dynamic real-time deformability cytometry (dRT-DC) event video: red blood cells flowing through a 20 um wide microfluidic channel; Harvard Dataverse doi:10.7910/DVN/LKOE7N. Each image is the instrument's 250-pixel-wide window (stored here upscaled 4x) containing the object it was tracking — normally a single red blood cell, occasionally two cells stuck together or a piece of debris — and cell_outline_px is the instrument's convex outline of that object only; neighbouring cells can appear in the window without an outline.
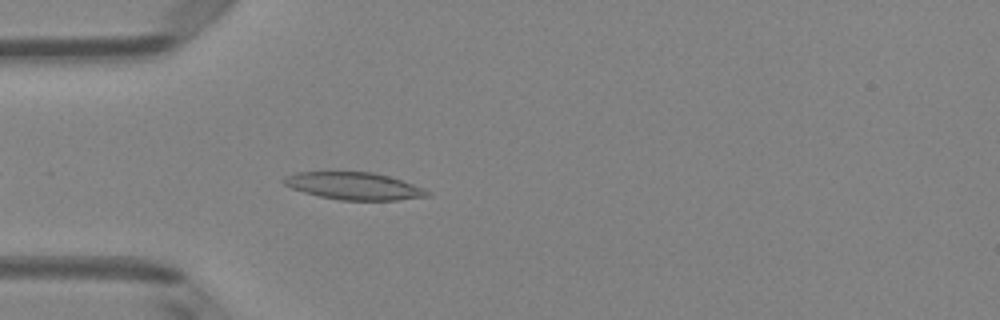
{"species": "Egyptian fruit bat (a non-hibernating species)", "species_latin": "Rousettus aegyptiacus", "temperature_condition": "room temperature", "stored_images_in_passage": 41, "camera_frame_rate_fps": 3000, "um_per_image_px": 0.085, "animal": {"sex": "female"}, "frame": {"image": 1, "passage_image": 5, "time_ms": 1.333, "image_size_px": [1000, 320], "cell_outline_px": [[432, 196], [396, 200], [340, 200], [320, 196], [304, 192], [292, 188], [284, 184], [280, 180], [284, 176], [296, 172], [372, 172], [388, 176], [424, 188], [432, 192]], "centroid_in_image_um": [30.09, 15.81], "position_along_channel_um": 54.9, "area_um2": 22.83}}
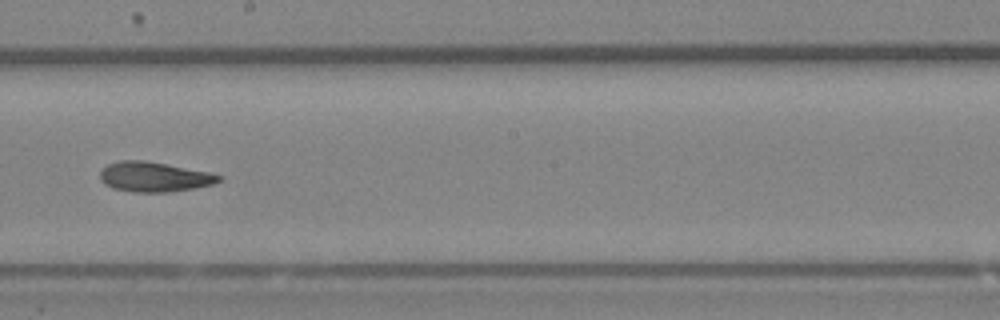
{"frame": {"image": 2, "passage_image": 19, "time_ms": 6.0, "image_size_px": [1000, 320], "cell_outline_px": [[224, 176], [220, 180], [212, 184], [192, 188], [168, 192], [132, 192], [112, 188], [104, 184], [100, 180], [100, 172], [108, 164], [120, 160], [144, 160], [208, 172]], "centroid_in_image_um": [13.06, 15.03], "position_along_channel_um": 235.1, "area_um2": 20.52}}
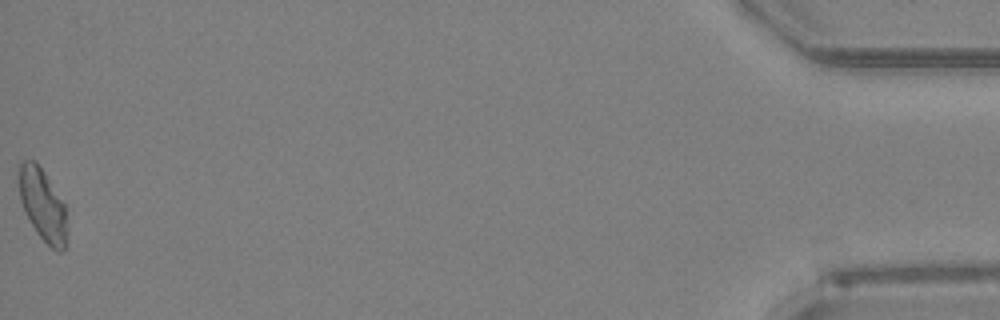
{"frame": {"image": 3, "passage_image": 41, "time_ms": 13.333, "image_size_px": [1000, 320], "cell_outline_px": [[68, 244], [60, 252], [52, 248], [36, 232], [20, 200], [16, 176], [20, 164], [24, 160], [36, 160], [44, 172], [64, 204]], "centroid_in_image_um": [3.6, 17.38], "position_along_channel_um": 431.6, "area_um2": 20.23}, "authors_computed_cell_mechanics": {"area_um2": 20.6346, "velocity_mm_per_s": 4.0113, "shape_relaxation_time_tau1_ms": 6.6663, "shape_relaxation_time_tau2_ms": 4.9017, "deformation_change_tau1": 0.1934, "deformation_change_tau2": 0.1416}}